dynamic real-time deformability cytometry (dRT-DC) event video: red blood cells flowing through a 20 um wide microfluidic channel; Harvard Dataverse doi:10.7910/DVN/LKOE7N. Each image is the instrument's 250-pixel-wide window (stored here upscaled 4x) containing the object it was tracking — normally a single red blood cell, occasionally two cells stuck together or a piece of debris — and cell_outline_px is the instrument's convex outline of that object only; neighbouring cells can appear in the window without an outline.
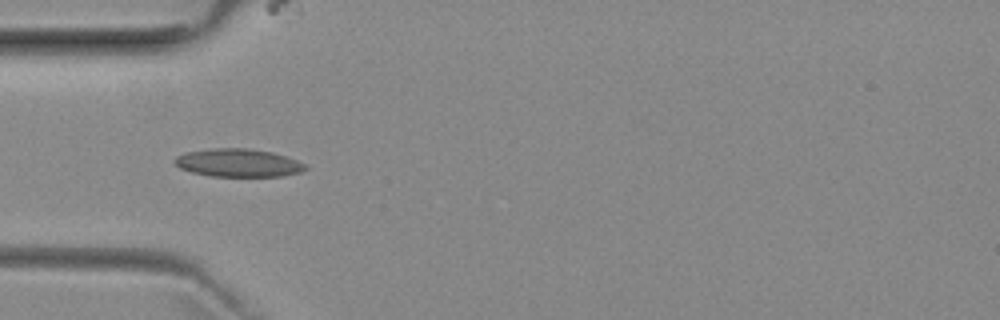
{"species": "common noctule bat (a hibernating species)", "species_latin": "Nyctalus noctula", "temperature_condition": "room temperature", "stored_images_in_passage": 37, "camera_frame_rate_fps": 3000, "um_per_image_px": 0.085, "animal": {"sex": "female", "body_mass_g": 29.2, "forearm_length_mm": 56.3}, "frame": {"image": 1, "passage_image": 1, "time_ms": 0.0, "image_size_px": [1000, 320], "cell_outline_px": [[308, 168], [300, 172], [280, 176], [212, 176], [192, 172], [180, 168], [172, 160], [176, 156], [184, 152], [212, 148], [244, 148], [272, 152], [308, 164]], "centroid_in_image_um": [20.23, 13.83], "position_along_channel_um": 64.8, "area_um2": 21.33}}
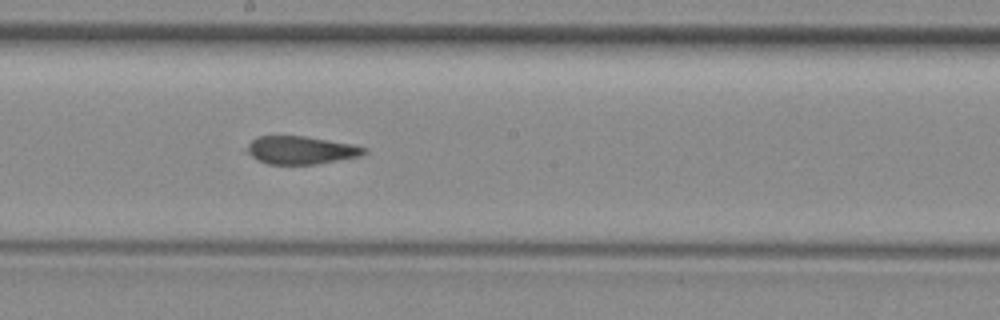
{"frame": {"image": 2, "passage_image": 13, "time_ms": 4.0, "image_size_px": [1000, 320], "cell_outline_px": [[368, 152], [364, 156], [316, 164], [268, 164], [256, 160], [248, 152], [248, 144], [252, 140], [260, 136], [304, 136], [352, 144], [368, 148]], "centroid_in_image_um": [25.64, 12.77], "position_along_channel_um": 222.6, "area_um2": 19.13}}
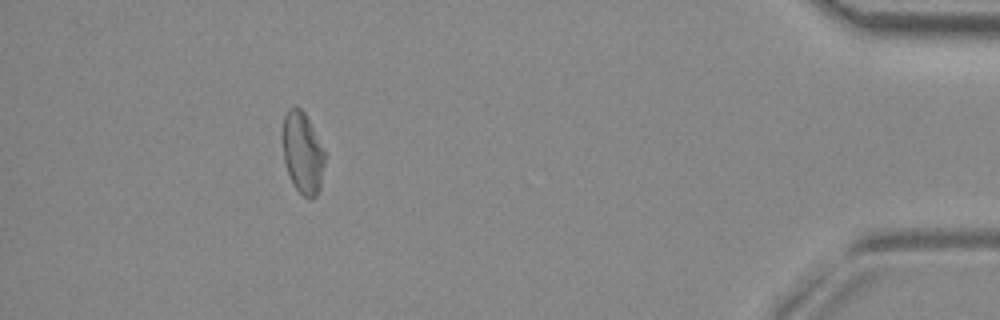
{"frame": {"image": 3, "passage_image": 32, "time_ms": 10.333, "image_size_px": [1000, 320], "cell_outline_px": [[324, 164], [320, 188], [316, 196], [312, 200], [308, 200], [296, 188], [288, 172], [284, 160], [284, 116], [288, 108], [300, 108], [304, 112], [324, 152]], "centroid_in_image_um": [25.73, 13.04], "position_along_channel_um": 409.5, "area_um2": 19.31}, "authors_computed_cell_mechanics": {"area_um2": 20.3456, "velocity_mm_per_s": 3.9545, "shape_relaxation_time_tau1_ms": null, "shape_relaxation_time_tau2_ms": 3.2945, "deformation_change_tau1": null, "deformation_change_tau2": 0.099}}